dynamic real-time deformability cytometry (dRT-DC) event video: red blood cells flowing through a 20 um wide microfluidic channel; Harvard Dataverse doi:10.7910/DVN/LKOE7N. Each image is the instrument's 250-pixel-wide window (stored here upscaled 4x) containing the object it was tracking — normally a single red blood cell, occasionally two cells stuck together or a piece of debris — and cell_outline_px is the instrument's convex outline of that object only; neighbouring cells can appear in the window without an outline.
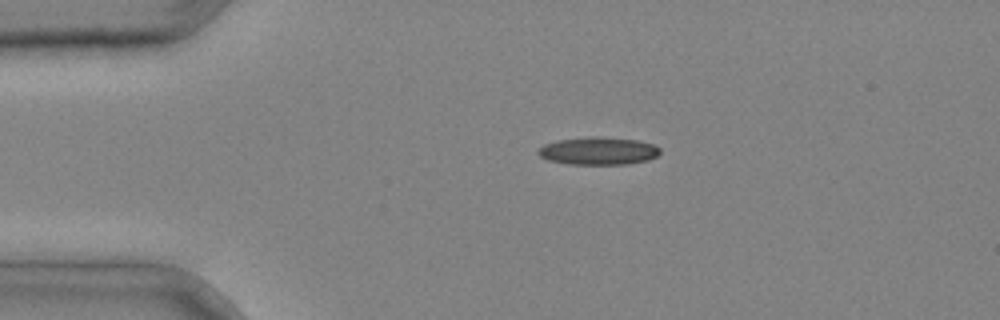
{"species": "common noctule bat (a hibernating species)", "species_latin": "Nyctalus noctula", "temperature_condition": "cold", "stored_images_in_passage": 2, "camera_frame_rate_fps": 3000, "um_per_image_px": 0.085, "animal": {"sex": "male", "body_mass_g": 20.4}, "frame": {"image": 1, "passage_image": 1, "time_ms": 0.0, "image_size_px": [1000, 320], "cell_outline_px": [[660, 152], [656, 156], [648, 160], [628, 164], [568, 164], [548, 160], [540, 156], [536, 152], [544, 144], [556, 140], [592, 136], [596, 136], [636, 140], [652, 144], [660, 148]], "centroid_in_image_um": [50.83, 12.83], "position_along_channel_um": 34.2, "area_um2": 19.65}}